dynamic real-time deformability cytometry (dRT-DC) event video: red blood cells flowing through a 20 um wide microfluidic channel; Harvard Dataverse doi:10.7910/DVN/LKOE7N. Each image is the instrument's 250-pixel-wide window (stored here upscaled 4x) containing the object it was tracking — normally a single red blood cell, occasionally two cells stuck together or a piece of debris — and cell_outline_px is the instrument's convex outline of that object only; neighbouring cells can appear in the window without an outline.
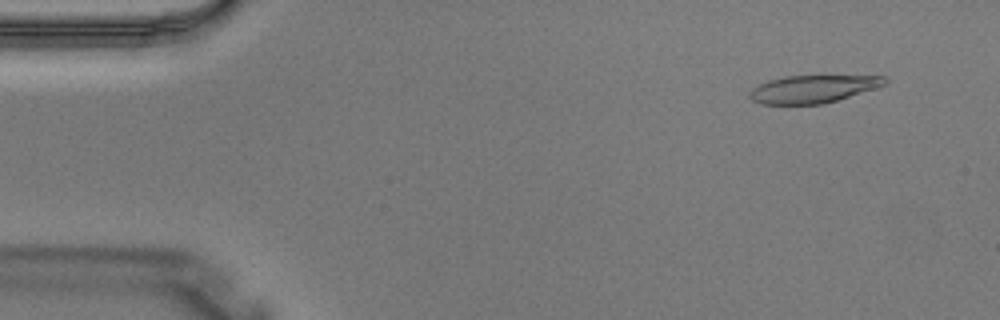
{"species": "Egyptian fruit bat (a non-hibernating species)", "species_latin": "Rousettus aegyptiacus", "temperature_condition": "warm", "stored_images_in_passage": 3, "camera_frame_rate_fps": 3000, "um_per_image_px": 0.085, "animal": {"sex": "male"}, "frame": {"image": 1, "passage_image": 1, "time_ms": 0.0, "image_size_px": [1000, 320], "cell_outline_px": [[888, 80], [884, 84], [876, 88], [824, 104], [760, 104], [752, 100], [748, 96], [748, 92], [752, 88], [768, 80], [784, 76], [820, 72], [884, 76]], "centroid_in_image_um": [69.14, 7.49], "position_along_channel_um": 15.9, "area_um2": 23.18}}
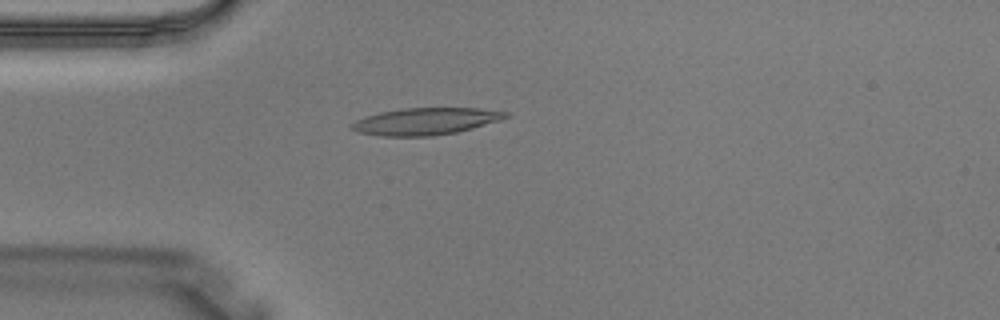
{"frame": {"image": 2, "passage_image": 3, "time_ms": 0.667, "image_size_px": [1000, 320], "cell_outline_px": [[508, 116], [500, 120], [472, 128], [456, 132], [432, 136], [380, 136], [360, 132], [348, 128], [348, 124], [356, 120], [380, 112], [404, 108], [480, 108], [508, 112]], "centroid_in_image_um": [36.14, 10.31], "position_along_channel_um": 48.9, "area_um2": 24.1}}